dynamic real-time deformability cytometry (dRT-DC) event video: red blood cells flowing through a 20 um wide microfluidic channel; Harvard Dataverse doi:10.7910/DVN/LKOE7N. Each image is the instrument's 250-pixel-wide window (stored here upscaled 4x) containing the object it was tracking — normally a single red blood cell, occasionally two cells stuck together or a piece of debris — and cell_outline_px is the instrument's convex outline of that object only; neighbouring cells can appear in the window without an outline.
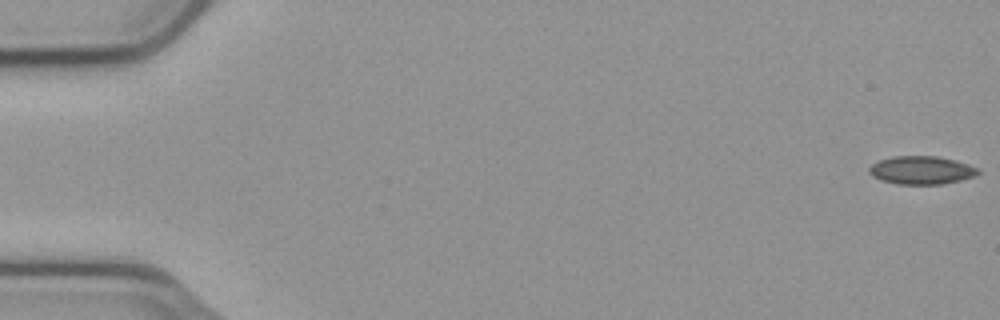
{"species": "common noctule bat (a hibernating species)", "species_latin": "Nyctalus noctula", "temperature_condition": "cold", "stored_images_in_passage": 56, "camera_frame_rate_fps": 3000, "um_per_image_px": 0.085, "animal": {"sex": "male", "body_mass_g": 23.1, "forearm_length_mm": 52.7}, "frame": {"image": 1, "passage_image": 1, "time_ms": 0.0, "image_size_px": [1000, 320], "cell_outline_px": [[980, 172], [976, 176], [960, 180], [940, 184], [896, 184], [880, 180], [872, 176], [868, 172], [868, 168], [872, 164], [880, 160], [892, 156], [936, 156], [956, 160], [980, 168]], "centroid_in_image_um": [78.32, 14.46], "position_along_channel_um": 6.7, "area_um2": 18.03}}
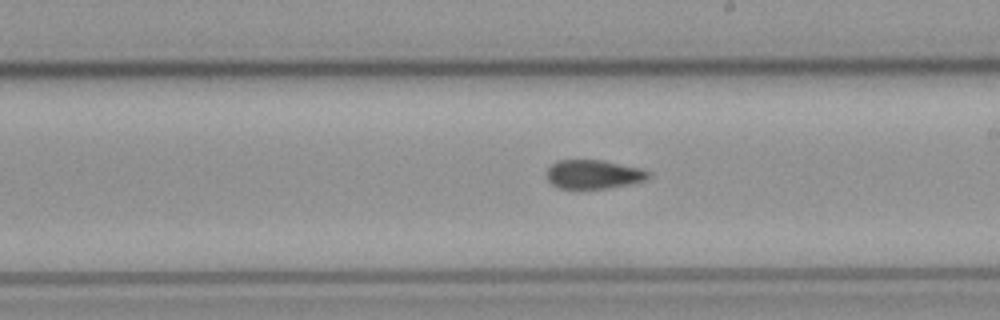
{"frame": {"image": 2, "passage_image": 32, "time_ms": 10.333, "image_size_px": [1000, 320], "cell_outline_px": [[652, 172], [644, 180], [632, 184], [608, 188], [560, 188], [552, 184], [548, 180], [544, 172], [556, 160], [604, 160], [640, 168]], "centroid_in_image_um": [50.43, 14.81], "position_along_channel_um": 238.6, "area_um2": 17.22}}
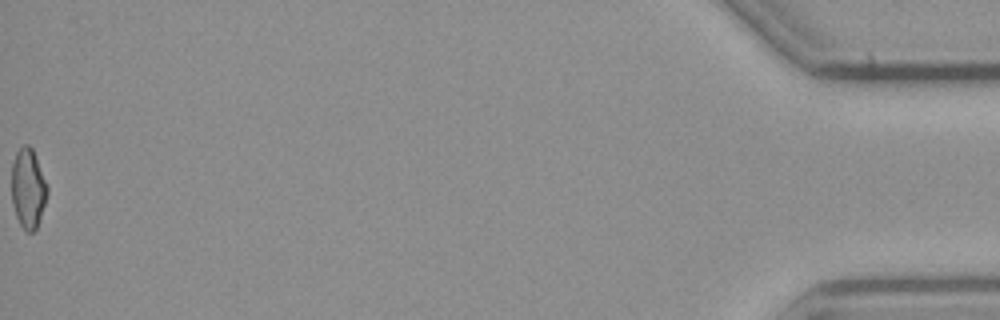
{"frame": {"image": 3, "passage_image": 56, "time_ms": 18.333, "image_size_px": [1000, 320], "cell_outline_px": [[48, 192], [40, 220], [36, 228], [32, 232], [28, 232], [20, 224], [16, 216], [12, 204], [12, 164], [16, 152], [24, 144], [28, 144], [32, 148], [48, 184]], "centroid_in_image_um": [2.4, 16.0], "position_along_channel_um": 432.8, "area_um2": 16.65}, "authors_computed_cell_mechanics": {"area_um2": 17.7735, "velocity_mm_per_s": 3.7493, "shape_relaxation_time_tau1_ms": null, "shape_relaxation_time_tau2_ms": 4.3967, "deformation_change_tau1": null, "deformation_change_tau2": 0.0974}}